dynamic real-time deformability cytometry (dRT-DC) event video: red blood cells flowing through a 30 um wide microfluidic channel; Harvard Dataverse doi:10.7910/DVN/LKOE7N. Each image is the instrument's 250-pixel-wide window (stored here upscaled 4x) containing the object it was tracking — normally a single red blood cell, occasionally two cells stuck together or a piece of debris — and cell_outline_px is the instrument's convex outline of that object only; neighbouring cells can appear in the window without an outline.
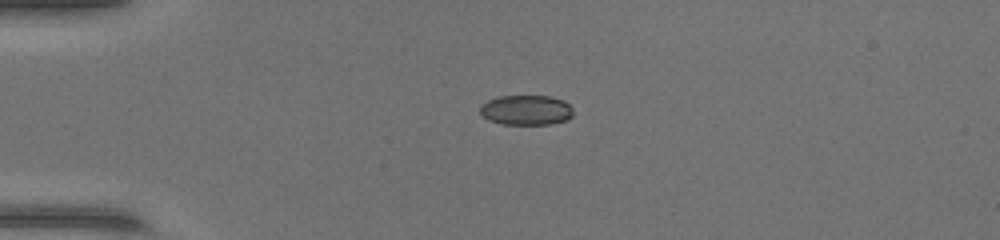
{"species": "common noctule bat (a hibernating species)", "species_latin": "Nyctalus noctula", "temperature_condition": "warm", "stored_images_in_passage": 37, "camera_frame_rate_fps": 3000, "um_per_image_px": 0.085, "animal": {"sex": "female", "body_mass_g": 17.0, "forearm_length_mm": 48.0}, "frame": {"image": 1, "passage_image": 1, "time_ms": 0.0, "image_size_px": [1000, 240], "cell_outline_px": [[572, 116], [564, 120], [552, 124], [500, 124], [488, 120], [480, 112], [480, 108], [488, 100], [500, 96], [548, 96], [564, 100], [572, 108]], "centroid_in_image_um": [44.73, 9.36], "position_along_channel_um": 40.3, "area_um2": 16.13}}
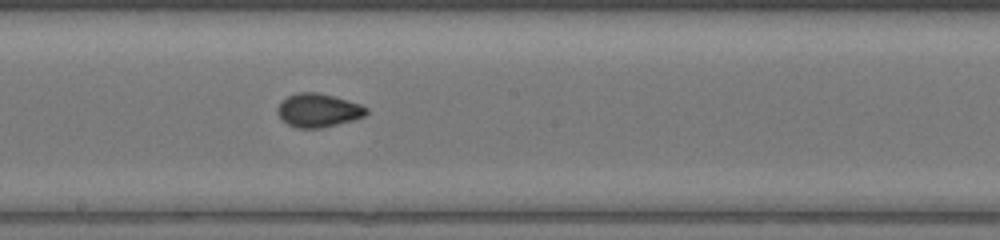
{"frame": {"image": 2, "passage_image": 16, "time_ms": 5.0, "image_size_px": [1000, 240], "cell_outline_px": [[368, 112], [364, 116], [352, 120], [320, 128], [296, 128], [280, 120], [276, 112], [276, 108], [288, 96], [300, 92], [316, 92], [332, 96], [360, 104], [368, 108]], "centroid_in_image_um": [27.02, 9.39], "position_along_channel_um": 221.2, "area_um2": 17.22}}
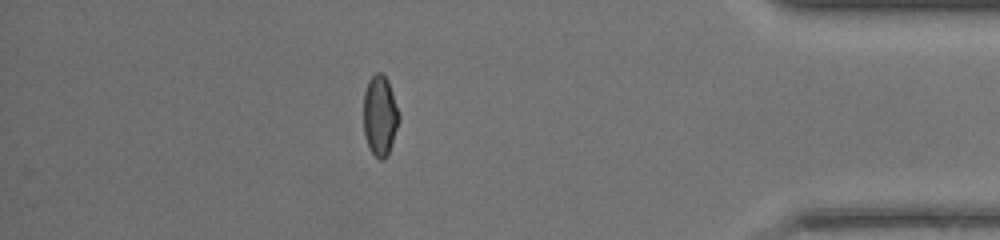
{"frame": {"image": 3, "passage_image": 31, "time_ms": 10.0, "image_size_px": [1000, 240], "cell_outline_px": [[400, 120], [388, 152], [384, 160], [380, 160], [372, 152], [364, 136], [364, 92], [368, 80], [376, 72], [380, 72], [388, 80], [400, 116]], "centroid_in_image_um": [32.29, 9.8], "position_along_channel_um": 402.9, "area_um2": 16.42}, "authors_computed_cell_mechanics": {"area_um2": 16.6464, "velocity_mm_per_s": 4.392, "shape_relaxation_time_tau1_ms": 5.7985, "shape_relaxation_time_tau2_ms": null, "deformation_change_tau1": 0.19, "deformation_change_tau2": null}}